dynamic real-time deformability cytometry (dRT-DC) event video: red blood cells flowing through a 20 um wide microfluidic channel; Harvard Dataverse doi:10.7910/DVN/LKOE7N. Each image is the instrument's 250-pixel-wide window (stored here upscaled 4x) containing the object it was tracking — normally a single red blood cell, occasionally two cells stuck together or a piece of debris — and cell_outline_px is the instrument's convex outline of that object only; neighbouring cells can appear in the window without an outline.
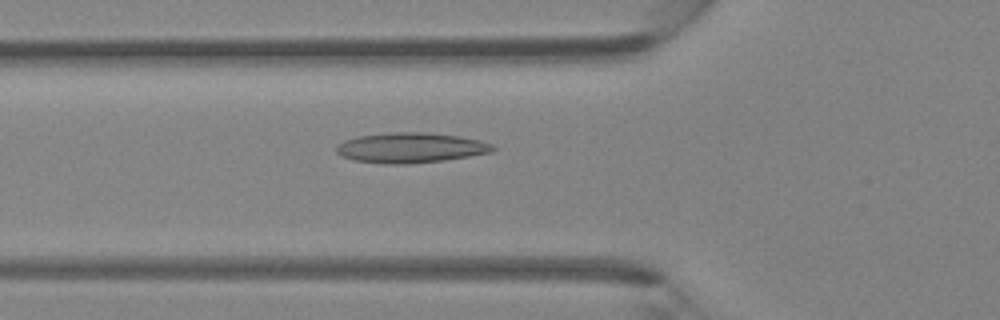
{"species": "Egyptian fruit bat (a non-hibernating species)", "species_latin": "Rousettus aegyptiacus", "temperature_condition": "room temperature", "stored_images_in_passage": 44, "camera_frame_rate_fps": 3000, "um_per_image_px": 0.085, "animal": {"sex": "female"}, "frame": {"image": 1, "passage_image": 16, "time_ms": 5.0, "image_size_px": [1000, 320], "cell_outline_px": [[496, 148], [492, 152], [444, 160], [408, 164], [388, 164], [352, 160], [340, 156], [336, 152], [336, 144], [344, 140], [356, 136], [396, 132], [424, 132], [460, 136], [480, 140], [492, 144]], "centroid_in_image_um": [34.87, 12.56], "position_along_channel_um": 90.9, "area_um2": 27.63}}
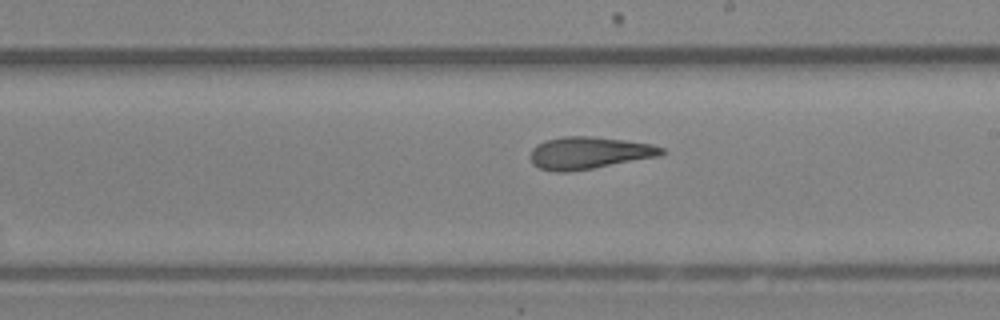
{"frame": {"image": 2, "passage_image": 26, "time_ms": 8.333, "image_size_px": [1000, 320], "cell_outline_px": [[664, 152], [660, 156], [592, 168], [568, 172], [556, 172], [540, 168], [532, 164], [532, 148], [536, 144], [544, 140], [564, 136], [592, 136], [624, 140], [652, 144], [664, 148]], "centroid_in_image_um": [50.06, 12.99], "position_along_channel_um": 238.9, "area_um2": 24.51}}
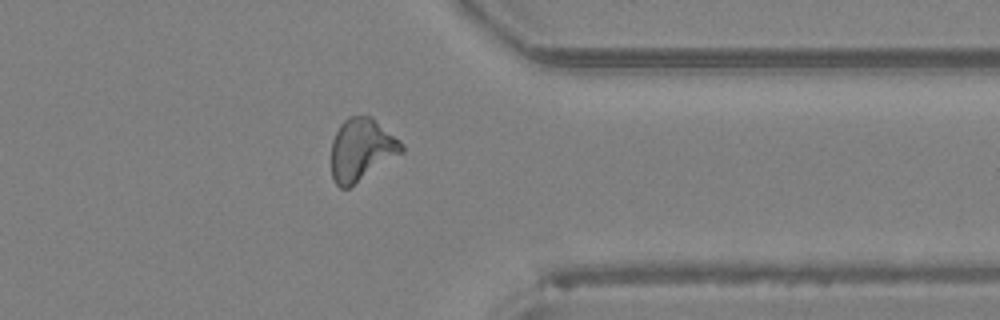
{"frame": {"image": 3, "passage_image": 36, "time_ms": 11.667, "image_size_px": [1000, 320], "cell_outline_px": [[404, 152], [348, 188], [340, 188], [336, 184], [332, 176], [332, 140], [340, 124], [348, 116], [372, 116], [400, 140], [404, 144]], "centroid_in_image_um": [30.74, 12.7], "position_along_channel_um": 380.7, "area_um2": 25.55}}